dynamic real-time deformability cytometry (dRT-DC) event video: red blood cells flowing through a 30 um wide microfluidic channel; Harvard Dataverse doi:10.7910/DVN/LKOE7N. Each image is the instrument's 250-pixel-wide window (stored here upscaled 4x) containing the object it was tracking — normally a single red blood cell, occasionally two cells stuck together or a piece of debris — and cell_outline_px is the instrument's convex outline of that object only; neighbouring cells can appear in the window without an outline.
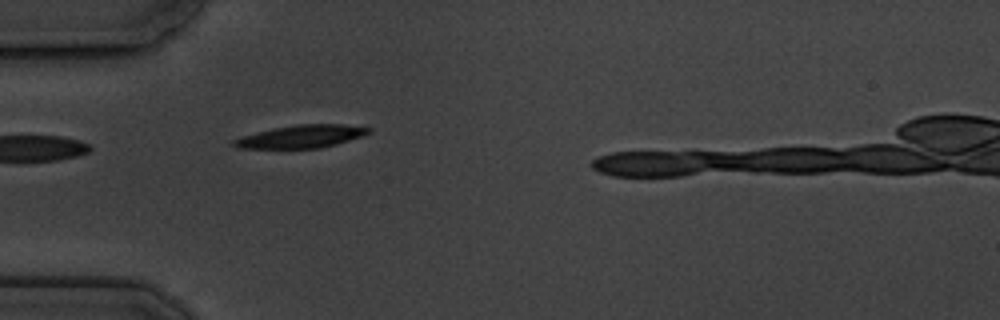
{"species": "common noctule bat (a hibernating species)", "species_latin": "Nyctalus noctula", "temperature_condition": "cold", "stored_images_in_passage": 5, "camera_frame_rate_fps": 3000, "um_per_image_px": 0.085, "animal": {"sex": "male", "body_mass_g": 19.5, "forearm_length_mm": 54.6}, "frame": {"image": 1, "passage_image": 5, "time_ms": 5.333, "image_size_px": [1000, 320], "cell_outline_px": [[372, 132], [364, 136], [336, 144], [320, 148], [236, 148], [232, 144], [232, 140], [244, 136], [276, 128], [296, 124], [344, 124], [372, 128]], "centroid_in_image_um": [25.69, 11.6], "position_along_channel_um": 59.3, "area_um2": 17.8}}